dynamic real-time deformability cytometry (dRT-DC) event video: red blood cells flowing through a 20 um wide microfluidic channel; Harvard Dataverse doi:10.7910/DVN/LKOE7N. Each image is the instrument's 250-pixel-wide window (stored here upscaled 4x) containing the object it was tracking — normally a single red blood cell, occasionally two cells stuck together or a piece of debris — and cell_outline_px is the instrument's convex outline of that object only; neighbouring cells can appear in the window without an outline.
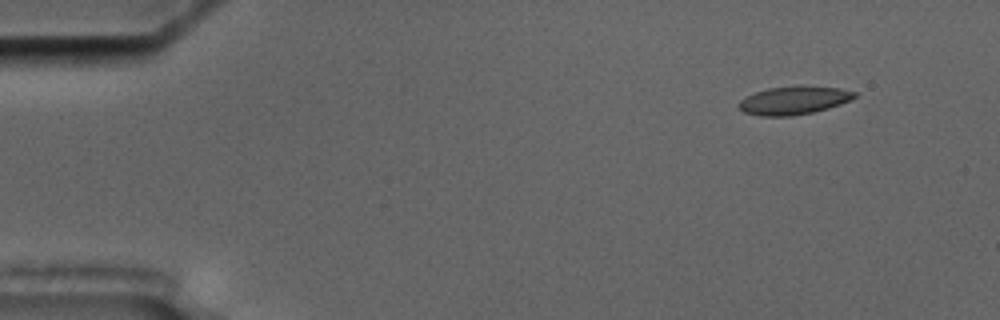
{"species": "common noctule bat (a hibernating species)", "species_latin": "Nyctalus noctula", "temperature_condition": "cold", "stored_images_in_passage": 7, "camera_frame_rate_fps": 3000, "um_per_image_px": 0.085, "animal": {"sex": "male", "body_mass_g": 17.5, "forearm_length_mm": 52.3}, "frame": {"image": 1, "passage_image": 2, "time_ms": 1.333, "image_size_px": [1000, 320], "cell_outline_px": [[856, 96], [852, 100], [828, 108], [812, 112], [792, 116], [760, 116], [744, 112], [736, 104], [740, 100], [756, 92], [768, 88], [800, 84], [840, 88], [856, 92]], "centroid_in_image_um": [67.49, 8.51], "position_along_channel_um": 17.5, "area_um2": 19.31}}
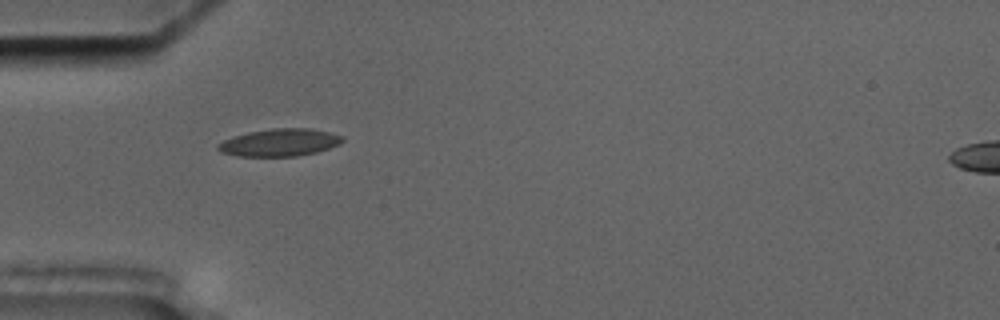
{"frame": {"image": 2, "passage_image": 5, "time_ms": 5.333, "image_size_px": [1000, 320], "cell_outline_px": [[344, 140], [340, 144], [316, 152], [296, 156], [236, 156], [220, 152], [216, 148], [216, 144], [232, 136], [248, 132], [272, 128], [312, 128], [344, 136]], "centroid_in_image_um": [23.74, 12.11], "position_along_channel_um": 61.3, "area_um2": 20.06}}